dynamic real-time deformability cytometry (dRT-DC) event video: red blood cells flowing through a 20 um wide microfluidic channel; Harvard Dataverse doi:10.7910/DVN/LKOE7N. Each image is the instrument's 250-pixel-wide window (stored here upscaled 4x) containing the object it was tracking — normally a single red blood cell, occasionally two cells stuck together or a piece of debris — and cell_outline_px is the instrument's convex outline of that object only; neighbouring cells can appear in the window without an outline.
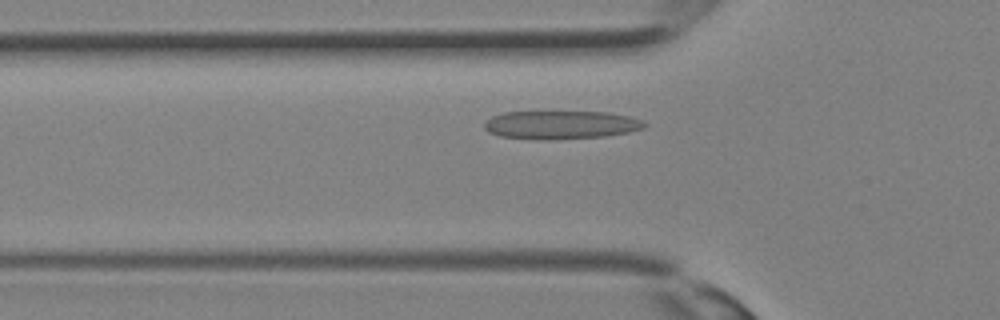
{"species": "Egyptian fruit bat (a non-hibernating species)", "species_latin": "Rousettus aegyptiacus", "temperature_condition": "room temperature", "stored_images_in_passage": 26, "camera_frame_rate_fps": 3000, "um_per_image_px": 0.085, "animal": {"sex": "female"}, "frame": {"image": 1, "passage_image": 4, "time_ms": 1.0, "image_size_px": [1000, 320], "cell_outline_px": [[648, 124], [644, 128], [628, 132], [604, 136], [548, 140], [536, 140], [500, 136], [488, 132], [484, 128], [484, 124], [492, 116], [504, 112], [608, 112], [628, 116], [644, 120]], "centroid_in_image_um": [47.68, 10.62], "position_along_channel_um": 78.1, "area_um2": 26.53}}
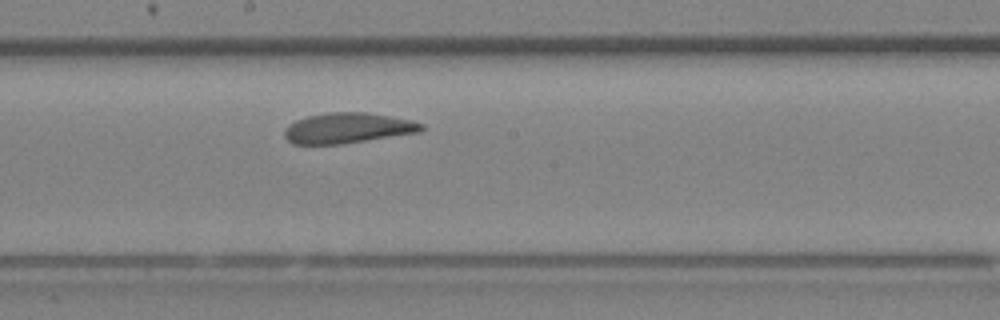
{"frame": {"image": 2, "passage_image": 11, "time_ms": 3.333, "image_size_px": [1000, 320], "cell_outline_px": [[424, 128], [420, 132], [340, 144], [292, 144], [284, 136], [284, 128], [288, 124], [296, 120], [308, 116], [328, 112], [368, 112], [412, 120], [424, 124]], "centroid_in_image_um": [29.54, 10.88], "position_along_channel_um": 218.7, "area_um2": 24.33}}
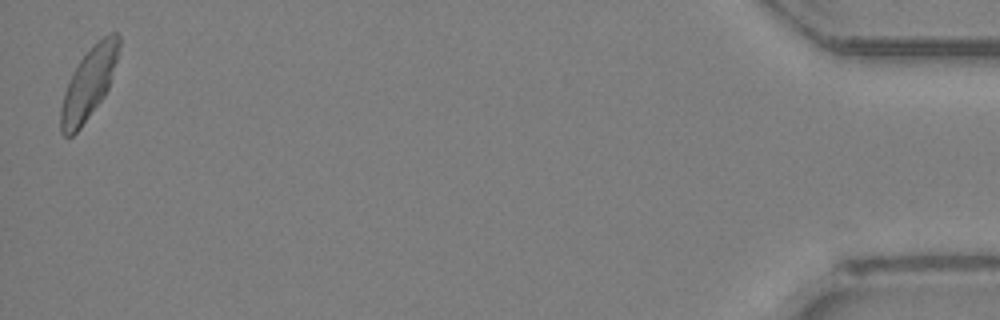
{"frame": {"image": 3, "passage_image": 26, "time_ms": 8.333, "image_size_px": [1000, 320], "cell_outline_px": [[120, 48], [108, 88], [104, 96], [80, 128], [72, 136], [64, 136], [60, 132], [60, 108], [64, 92], [72, 72], [80, 60], [92, 44], [104, 36], [112, 32], [116, 32], [120, 36]], "centroid_in_image_um": [7.53, 7.08], "position_along_channel_um": 427.7, "area_um2": 24.04}}